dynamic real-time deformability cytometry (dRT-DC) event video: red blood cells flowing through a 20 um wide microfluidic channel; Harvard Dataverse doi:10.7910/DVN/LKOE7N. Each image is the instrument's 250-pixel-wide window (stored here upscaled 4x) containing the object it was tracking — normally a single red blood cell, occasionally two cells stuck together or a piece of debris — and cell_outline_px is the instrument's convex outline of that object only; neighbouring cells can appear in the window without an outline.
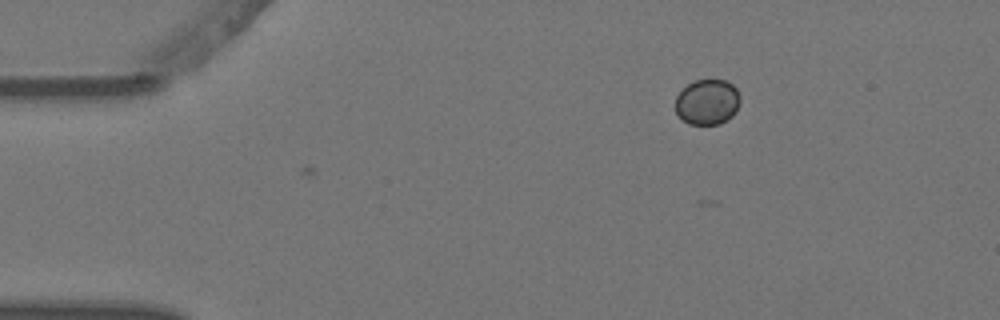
{"species": "Egyptian fruit bat (a non-hibernating species)", "species_latin": "Rousettus aegyptiacus", "temperature_condition": "warm", "stored_images_in_passage": 2, "camera_frame_rate_fps": 3000, "um_per_image_px": 0.085, "animal": {"sex": "female"}, "frame": {"image": 1, "passage_image": 2, "time_ms": 0.333, "image_size_px": [1000, 320], "cell_outline_px": [[740, 100], [736, 112], [732, 116], [720, 124], [688, 124], [676, 112], [676, 96], [688, 84], [696, 80], [728, 80], [736, 88], [740, 96]], "centroid_in_image_um": [60.15, 8.67], "position_along_channel_um": 24.9, "area_um2": 17.11}}